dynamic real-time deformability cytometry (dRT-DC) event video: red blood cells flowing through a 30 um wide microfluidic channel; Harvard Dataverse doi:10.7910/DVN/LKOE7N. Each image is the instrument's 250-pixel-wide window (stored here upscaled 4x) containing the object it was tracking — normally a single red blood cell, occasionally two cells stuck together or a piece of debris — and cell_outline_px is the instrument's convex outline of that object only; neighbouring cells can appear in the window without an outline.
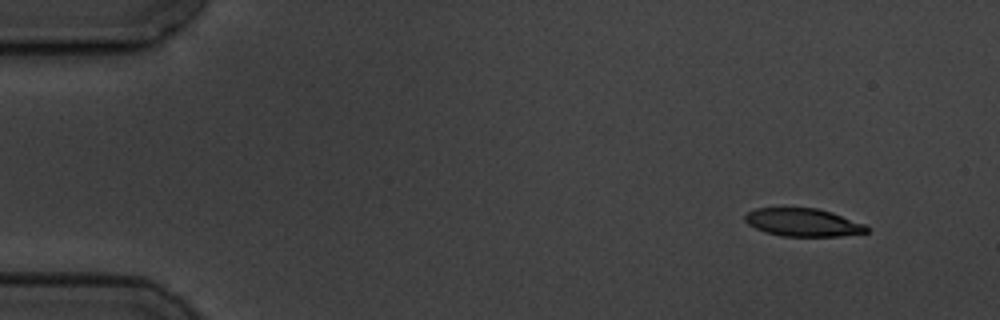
{"species": "common noctule bat (a hibernating species)", "species_latin": "Nyctalus noctula", "temperature_condition": "cold", "stored_images_in_passage": 14, "camera_frame_rate_fps": 3000, "um_per_image_px": 0.085, "animal": {"sex": "male", "body_mass_g": 19.5, "forearm_length_mm": 54.6}, "frame": {"image": 1, "passage_image": 1, "time_ms": 0.0, "image_size_px": [1000, 320], "cell_outline_px": [[868, 232], [840, 236], [780, 236], [764, 232], [748, 224], [744, 220], [744, 216], [748, 212], [756, 208], [816, 208], [832, 212], [864, 224], [868, 228]], "centroid_in_image_um": [68.23, 18.91], "position_along_channel_um": 16.8, "area_um2": 19.77}}
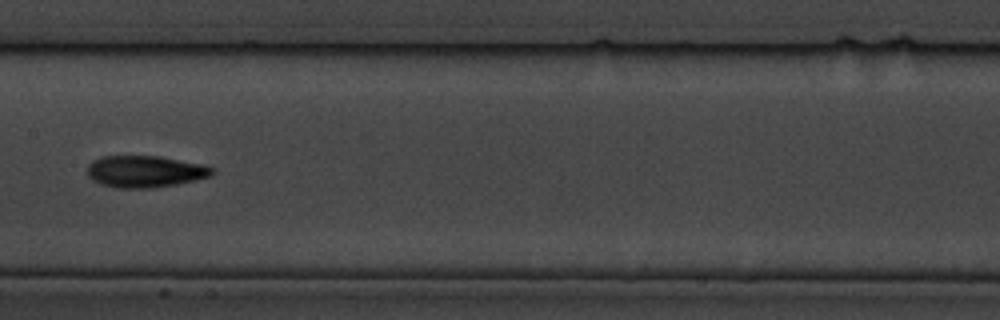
{"frame": {"image": 2, "passage_image": 7, "time_ms": 8.0, "image_size_px": [1000, 320], "cell_outline_px": [[216, 172], [212, 176], [196, 180], [176, 184], [148, 188], [116, 188], [100, 184], [92, 180], [88, 176], [88, 164], [92, 160], [100, 156], [160, 156], [204, 164], [216, 168]], "centroid_in_image_um": [12.36, 14.57], "position_along_channel_um": 195.0, "area_um2": 23.47}}
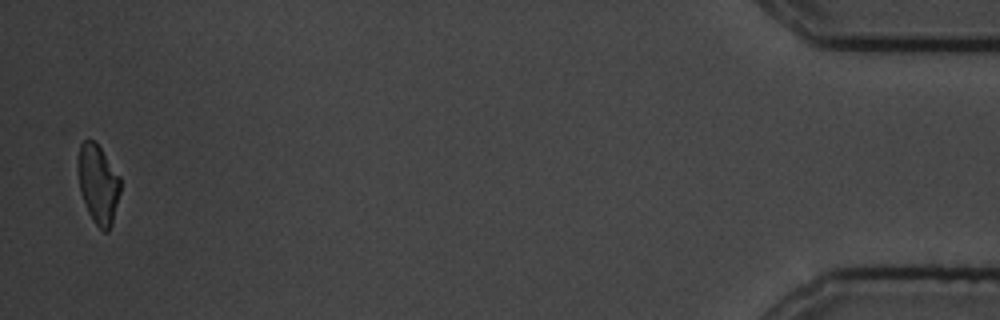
{"frame": {"image": 3, "passage_image": 14, "time_ms": 17.0, "image_size_px": [1000, 320], "cell_outline_px": [[120, 192], [112, 224], [108, 232], [104, 232], [96, 224], [88, 212], [80, 192], [76, 164], [76, 160], [80, 144], [84, 140], [92, 140], [100, 148], [120, 176]], "centroid_in_image_um": [8.32, 15.64], "position_along_channel_um": 426.9, "area_um2": 19.59}, "authors_computed_cell_mechanics": {"area_um2": 21.0681, "velocity_mm_per_s": 3.5277, "shape_relaxation_time_tau1_ms": 2.3242, "shape_relaxation_time_tau2_ms": 6.1301, "deformation_change_tau1": 0.0917, "deformation_change_tau2": 0.1125}}